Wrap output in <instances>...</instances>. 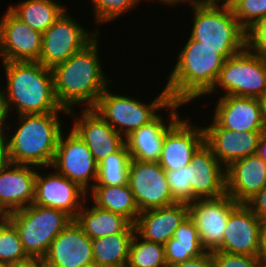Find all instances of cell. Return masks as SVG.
Listing matches in <instances>:
<instances>
[{
  "label": "cell",
  "instance_id": "cell-21",
  "mask_svg": "<svg viewBox=\"0 0 266 267\" xmlns=\"http://www.w3.org/2000/svg\"><path fill=\"white\" fill-rule=\"evenodd\" d=\"M218 99L212 119L221 128L235 132L266 131L259 99L232 95Z\"/></svg>",
  "mask_w": 266,
  "mask_h": 267
},
{
  "label": "cell",
  "instance_id": "cell-25",
  "mask_svg": "<svg viewBox=\"0 0 266 267\" xmlns=\"http://www.w3.org/2000/svg\"><path fill=\"white\" fill-rule=\"evenodd\" d=\"M188 216V204L181 202L145 210L137 217L135 232L145 240L164 245Z\"/></svg>",
  "mask_w": 266,
  "mask_h": 267
},
{
  "label": "cell",
  "instance_id": "cell-4",
  "mask_svg": "<svg viewBox=\"0 0 266 267\" xmlns=\"http://www.w3.org/2000/svg\"><path fill=\"white\" fill-rule=\"evenodd\" d=\"M60 113L17 115V128L7 132V161L43 169L51 167L64 131Z\"/></svg>",
  "mask_w": 266,
  "mask_h": 267
},
{
  "label": "cell",
  "instance_id": "cell-10",
  "mask_svg": "<svg viewBox=\"0 0 266 267\" xmlns=\"http://www.w3.org/2000/svg\"><path fill=\"white\" fill-rule=\"evenodd\" d=\"M64 132L58 139L51 168L88 193L96 183L98 164L86 143L71 128L67 135Z\"/></svg>",
  "mask_w": 266,
  "mask_h": 267
},
{
  "label": "cell",
  "instance_id": "cell-37",
  "mask_svg": "<svg viewBox=\"0 0 266 267\" xmlns=\"http://www.w3.org/2000/svg\"><path fill=\"white\" fill-rule=\"evenodd\" d=\"M213 267H264L258 256L211 252Z\"/></svg>",
  "mask_w": 266,
  "mask_h": 267
},
{
  "label": "cell",
  "instance_id": "cell-28",
  "mask_svg": "<svg viewBox=\"0 0 266 267\" xmlns=\"http://www.w3.org/2000/svg\"><path fill=\"white\" fill-rule=\"evenodd\" d=\"M58 0H22L8 9L32 29L44 33L66 10Z\"/></svg>",
  "mask_w": 266,
  "mask_h": 267
},
{
  "label": "cell",
  "instance_id": "cell-42",
  "mask_svg": "<svg viewBox=\"0 0 266 267\" xmlns=\"http://www.w3.org/2000/svg\"><path fill=\"white\" fill-rule=\"evenodd\" d=\"M257 256L262 265L266 267V220L262 221L260 229L259 251Z\"/></svg>",
  "mask_w": 266,
  "mask_h": 267
},
{
  "label": "cell",
  "instance_id": "cell-15",
  "mask_svg": "<svg viewBox=\"0 0 266 267\" xmlns=\"http://www.w3.org/2000/svg\"><path fill=\"white\" fill-rule=\"evenodd\" d=\"M80 111L79 115L75 109L68 111L67 117H75L70 128L86 143L99 164L108 155L117 152L125 144V139L92 108Z\"/></svg>",
  "mask_w": 266,
  "mask_h": 267
},
{
  "label": "cell",
  "instance_id": "cell-14",
  "mask_svg": "<svg viewBox=\"0 0 266 267\" xmlns=\"http://www.w3.org/2000/svg\"><path fill=\"white\" fill-rule=\"evenodd\" d=\"M41 48L42 33L7 8L0 19V60L38 62Z\"/></svg>",
  "mask_w": 266,
  "mask_h": 267
},
{
  "label": "cell",
  "instance_id": "cell-18",
  "mask_svg": "<svg viewBox=\"0 0 266 267\" xmlns=\"http://www.w3.org/2000/svg\"><path fill=\"white\" fill-rule=\"evenodd\" d=\"M189 181L192 202L219 198L226 194V168L205 142L193 154L189 164Z\"/></svg>",
  "mask_w": 266,
  "mask_h": 267
},
{
  "label": "cell",
  "instance_id": "cell-48",
  "mask_svg": "<svg viewBox=\"0 0 266 267\" xmlns=\"http://www.w3.org/2000/svg\"><path fill=\"white\" fill-rule=\"evenodd\" d=\"M200 2H229L230 0H199Z\"/></svg>",
  "mask_w": 266,
  "mask_h": 267
},
{
  "label": "cell",
  "instance_id": "cell-20",
  "mask_svg": "<svg viewBox=\"0 0 266 267\" xmlns=\"http://www.w3.org/2000/svg\"><path fill=\"white\" fill-rule=\"evenodd\" d=\"M181 106L183 104L172 101L166 107L169 111L167 119H163L162 114H159L154 120L125 138L132 159L158 162L166 132L181 118L177 110Z\"/></svg>",
  "mask_w": 266,
  "mask_h": 267
},
{
  "label": "cell",
  "instance_id": "cell-19",
  "mask_svg": "<svg viewBox=\"0 0 266 267\" xmlns=\"http://www.w3.org/2000/svg\"><path fill=\"white\" fill-rule=\"evenodd\" d=\"M261 225L262 220L246 204H239L230 213L222 244L215 251L257 256Z\"/></svg>",
  "mask_w": 266,
  "mask_h": 267
},
{
  "label": "cell",
  "instance_id": "cell-47",
  "mask_svg": "<svg viewBox=\"0 0 266 267\" xmlns=\"http://www.w3.org/2000/svg\"><path fill=\"white\" fill-rule=\"evenodd\" d=\"M261 108H262V114L264 118V122L266 125V91L259 97Z\"/></svg>",
  "mask_w": 266,
  "mask_h": 267
},
{
  "label": "cell",
  "instance_id": "cell-32",
  "mask_svg": "<svg viewBox=\"0 0 266 267\" xmlns=\"http://www.w3.org/2000/svg\"><path fill=\"white\" fill-rule=\"evenodd\" d=\"M127 267H168L164 245L145 240L135 232L129 246Z\"/></svg>",
  "mask_w": 266,
  "mask_h": 267
},
{
  "label": "cell",
  "instance_id": "cell-24",
  "mask_svg": "<svg viewBox=\"0 0 266 267\" xmlns=\"http://www.w3.org/2000/svg\"><path fill=\"white\" fill-rule=\"evenodd\" d=\"M266 186V162L257 154L236 160L226 168V194L246 204Z\"/></svg>",
  "mask_w": 266,
  "mask_h": 267
},
{
  "label": "cell",
  "instance_id": "cell-17",
  "mask_svg": "<svg viewBox=\"0 0 266 267\" xmlns=\"http://www.w3.org/2000/svg\"><path fill=\"white\" fill-rule=\"evenodd\" d=\"M38 167L0 163V209L5 215L33 203Z\"/></svg>",
  "mask_w": 266,
  "mask_h": 267
},
{
  "label": "cell",
  "instance_id": "cell-36",
  "mask_svg": "<svg viewBox=\"0 0 266 267\" xmlns=\"http://www.w3.org/2000/svg\"><path fill=\"white\" fill-rule=\"evenodd\" d=\"M167 181L176 202L191 203L192 189L189 181V164L181 169L165 171Z\"/></svg>",
  "mask_w": 266,
  "mask_h": 267
},
{
  "label": "cell",
  "instance_id": "cell-31",
  "mask_svg": "<svg viewBox=\"0 0 266 267\" xmlns=\"http://www.w3.org/2000/svg\"><path fill=\"white\" fill-rule=\"evenodd\" d=\"M131 155L124 144L117 152L108 155L98 164V175L94 185L120 186L128 184Z\"/></svg>",
  "mask_w": 266,
  "mask_h": 267
},
{
  "label": "cell",
  "instance_id": "cell-26",
  "mask_svg": "<svg viewBox=\"0 0 266 267\" xmlns=\"http://www.w3.org/2000/svg\"><path fill=\"white\" fill-rule=\"evenodd\" d=\"M87 200L90 199H86L74 220L91 239L115 233H135V226L122 215L99 208L94 204L87 205Z\"/></svg>",
  "mask_w": 266,
  "mask_h": 267
},
{
  "label": "cell",
  "instance_id": "cell-45",
  "mask_svg": "<svg viewBox=\"0 0 266 267\" xmlns=\"http://www.w3.org/2000/svg\"><path fill=\"white\" fill-rule=\"evenodd\" d=\"M145 1V0H143ZM149 1H152V0H149ZM157 2L161 3L162 5H169V6H172L174 7V5H177L178 4H183V3H188L190 7L194 6L195 4L199 3L200 1L199 0H156Z\"/></svg>",
  "mask_w": 266,
  "mask_h": 267
},
{
  "label": "cell",
  "instance_id": "cell-35",
  "mask_svg": "<svg viewBox=\"0 0 266 267\" xmlns=\"http://www.w3.org/2000/svg\"><path fill=\"white\" fill-rule=\"evenodd\" d=\"M228 3L246 31L266 16V0H230Z\"/></svg>",
  "mask_w": 266,
  "mask_h": 267
},
{
  "label": "cell",
  "instance_id": "cell-34",
  "mask_svg": "<svg viewBox=\"0 0 266 267\" xmlns=\"http://www.w3.org/2000/svg\"><path fill=\"white\" fill-rule=\"evenodd\" d=\"M93 7L95 26L110 23L123 16L129 10H133L142 0H90ZM97 24V25H96Z\"/></svg>",
  "mask_w": 266,
  "mask_h": 267
},
{
  "label": "cell",
  "instance_id": "cell-43",
  "mask_svg": "<svg viewBox=\"0 0 266 267\" xmlns=\"http://www.w3.org/2000/svg\"><path fill=\"white\" fill-rule=\"evenodd\" d=\"M13 267H47L44 258H31L13 265Z\"/></svg>",
  "mask_w": 266,
  "mask_h": 267
},
{
  "label": "cell",
  "instance_id": "cell-33",
  "mask_svg": "<svg viewBox=\"0 0 266 267\" xmlns=\"http://www.w3.org/2000/svg\"><path fill=\"white\" fill-rule=\"evenodd\" d=\"M28 258L17 229L5 218L0 223V264L12 266Z\"/></svg>",
  "mask_w": 266,
  "mask_h": 267
},
{
  "label": "cell",
  "instance_id": "cell-7",
  "mask_svg": "<svg viewBox=\"0 0 266 267\" xmlns=\"http://www.w3.org/2000/svg\"><path fill=\"white\" fill-rule=\"evenodd\" d=\"M109 86L100 95L92 108L124 139L132 132L154 120L172 102L168 91L164 89L150 103H144L135 97L116 94ZM158 112V113H157Z\"/></svg>",
  "mask_w": 266,
  "mask_h": 267
},
{
  "label": "cell",
  "instance_id": "cell-40",
  "mask_svg": "<svg viewBox=\"0 0 266 267\" xmlns=\"http://www.w3.org/2000/svg\"><path fill=\"white\" fill-rule=\"evenodd\" d=\"M172 267H213L211 252L206 251L202 255L191 258Z\"/></svg>",
  "mask_w": 266,
  "mask_h": 267
},
{
  "label": "cell",
  "instance_id": "cell-39",
  "mask_svg": "<svg viewBox=\"0 0 266 267\" xmlns=\"http://www.w3.org/2000/svg\"><path fill=\"white\" fill-rule=\"evenodd\" d=\"M246 205L260 220H266V186L251 198Z\"/></svg>",
  "mask_w": 266,
  "mask_h": 267
},
{
  "label": "cell",
  "instance_id": "cell-5",
  "mask_svg": "<svg viewBox=\"0 0 266 267\" xmlns=\"http://www.w3.org/2000/svg\"><path fill=\"white\" fill-rule=\"evenodd\" d=\"M193 25L190 37L203 46L217 49L225 59L247 47L246 30L227 2H199L191 7Z\"/></svg>",
  "mask_w": 266,
  "mask_h": 267
},
{
  "label": "cell",
  "instance_id": "cell-6",
  "mask_svg": "<svg viewBox=\"0 0 266 267\" xmlns=\"http://www.w3.org/2000/svg\"><path fill=\"white\" fill-rule=\"evenodd\" d=\"M6 218L17 229L24 252L31 258H44L53 239L74 220L64 211L33 203Z\"/></svg>",
  "mask_w": 266,
  "mask_h": 267
},
{
  "label": "cell",
  "instance_id": "cell-49",
  "mask_svg": "<svg viewBox=\"0 0 266 267\" xmlns=\"http://www.w3.org/2000/svg\"><path fill=\"white\" fill-rule=\"evenodd\" d=\"M82 267H103V266H100L99 264H96V263H92V264L83 265Z\"/></svg>",
  "mask_w": 266,
  "mask_h": 267
},
{
  "label": "cell",
  "instance_id": "cell-27",
  "mask_svg": "<svg viewBox=\"0 0 266 267\" xmlns=\"http://www.w3.org/2000/svg\"><path fill=\"white\" fill-rule=\"evenodd\" d=\"M87 197H91L93 204L97 207L122 215L133 225L140 214L128 184L120 186L94 185Z\"/></svg>",
  "mask_w": 266,
  "mask_h": 267
},
{
  "label": "cell",
  "instance_id": "cell-1",
  "mask_svg": "<svg viewBox=\"0 0 266 267\" xmlns=\"http://www.w3.org/2000/svg\"><path fill=\"white\" fill-rule=\"evenodd\" d=\"M100 34L81 51L51 69L56 100L67 111L79 104L84 109L93 108L112 82L101 65L98 47Z\"/></svg>",
  "mask_w": 266,
  "mask_h": 267
},
{
  "label": "cell",
  "instance_id": "cell-16",
  "mask_svg": "<svg viewBox=\"0 0 266 267\" xmlns=\"http://www.w3.org/2000/svg\"><path fill=\"white\" fill-rule=\"evenodd\" d=\"M204 142L203 126H196L188 118L181 117L166 132L158 163L164 171L184 168Z\"/></svg>",
  "mask_w": 266,
  "mask_h": 267
},
{
  "label": "cell",
  "instance_id": "cell-44",
  "mask_svg": "<svg viewBox=\"0 0 266 267\" xmlns=\"http://www.w3.org/2000/svg\"><path fill=\"white\" fill-rule=\"evenodd\" d=\"M256 154L266 162V131L260 136Z\"/></svg>",
  "mask_w": 266,
  "mask_h": 267
},
{
  "label": "cell",
  "instance_id": "cell-29",
  "mask_svg": "<svg viewBox=\"0 0 266 267\" xmlns=\"http://www.w3.org/2000/svg\"><path fill=\"white\" fill-rule=\"evenodd\" d=\"M168 267L195 258L206 252L193 220L188 216L176 229L173 237L164 244Z\"/></svg>",
  "mask_w": 266,
  "mask_h": 267
},
{
  "label": "cell",
  "instance_id": "cell-8",
  "mask_svg": "<svg viewBox=\"0 0 266 267\" xmlns=\"http://www.w3.org/2000/svg\"><path fill=\"white\" fill-rule=\"evenodd\" d=\"M217 88L224 92L222 96L259 99L266 91V56L246 47L225 59L213 88L206 95L217 93Z\"/></svg>",
  "mask_w": 266,
  "mask_h": 267
},
{
  "label": "cell",
  "instance_id": "cell-9",
  "mask_svg": "<svg viewBox=\"0 0 266 267\" xmlns=\"http://www.w3.org/2000/svg\"><path fill=\"white\" fill-rule=\"evenodd\" d=\"M73 19L67 10L42 34V48L38 63L52 69L81 51L100 32H89Z\"/></svg>",
  "mask_w": 266,
  "mask_h": 267
},
{
  "label": "cell",
  "instance_id": "cell-23",
  "mask_svg": "<svg viewBox=\"0 0 266 267\" xmlns=\"http://www.w3.org/2000/svg\"><path fill=\"white\" fill-rule=\"evenodd\" d=\"M203 128L205 143L225 168L236 160L256 154L260 136L265 132H235L221 128L214 120Z\"/></svg>",
  "mask_w": 266,
  "mask_h": 267
},
{
  "label": "cell",
  "instance_id": "cell-2",
  "mask_svg": "<svg viewBox=\"0 0 266 267\" xmlns=\"http://www.w3.org/2000/svg\"><path fill=\"white\" fill-rule=\"evenodd\" d=\"M1 62L6 74V86L2 87V91L8 119L12 117L14 113L11 111L14 112L15 109V115L51 112L68 114V111L63 109L56 100L50 68L38 62Z\"/></svg>",
  "mask_w": 266,
  "mask_h": 267
},
{
  "label": "cell",
  "instance_id": "cell-50",
  "mask_svg": "<svg viewBox=\"0 0 266 267\" xmlns=\"http://www.w3.org/2000/svg\"><path fill=\"white\" fill-rule=\"evenodd\" d=\"M6 218L4 212L0 209V223Z\"/></svg>",
  "mask_w": 266,
  "mask_h": 267
},
{
  "label": "cell",
  "instance_id": "cell-38",
  "mask_svg": "<svg viewBox=\"0 0 266 267\" xmlns=\"http://www.w3.org/2000/svg\"><path fill=\"white\" fill-rule=\"evenodd\" d=\"M247 48L266 56V16L246 31Z\"/></svg>",
  "mask_w": 266,
  "mask_h": 267
},
{
  "label": "cell",
  "instance_id": "cell-22",
  "mask_svg": "<svg viewBox=\"0 0 266 267\" xmlns=\"http://www.w3.org/2000/svg\"><path fill=\"white\" fill-rule=\"evenodd\" d=\"M44 260L47 267H82L92 264V239L73 220L53 239Z\"/></svg>",
  "mask_w": 266,
  "mask_h": 267
},
{
  "label": "cell",
  "instance_id": "cell-13",
  "mask_svg": "<svg viewBox=\"0 0 266 267\" xmlns=\"http://www.w3.org/2000/svg\"><path fill=\"white\" fill-rule=\"evenodd\" d=\"M38 167L33 204L66 212L73 219L83 207L88 193L55 169L48 175Z\"/></svg>",
  "mask_w": 266,
  "mask_h": 267
},
{
  "label": "cell",
  "instance_id": "cell-30",
  "mask_svg": "<svg viewBox=\"0 0 266 267\" xmlns=\"http://www.w3.org/2000/svg\"><path fill=\"white\" fill-rule=\"evenodd\" d=\"M135 233H115L92 239L93 261L103 267H127Z\"/></svg>",
  "mask_w": 266,
  "mask_h": 267
},
{
  "label": "cell",
  "instance_id": "cell-46",
  "mask_svg": "<svg viewBox=\"0 0 266 267\" xmlns=\"http://www.w3.org/2000/svg\"><path fill=\"white\" fill-rule=\"evenodd\" d=\"M7 113L5 109V104H4V97H3V91L2 88L0 87V122H7Z\"/></svg>",
  "mask_w": 266,
  "mask_h": 267
},
{
  "label": "cell",
  "instance_id": "cell-41",
  "mask_svg": "<svg viewBox=\"0 0 266 267\" xmlns=\"http://www.w3.org/2000/svg\"><path fill=\"white\" fill-rule=\"evenodd\" d=\"M11 123L0 122V163L7 161V133L11 130ZM8 129V130H7Z\"/></svg>",
  "mask_w": 266,
  "mask_h": 267
},
{
  "label": "cell",
  "instance_id": "cell-11",
  "mask_svg": "<svg viewBox=\"0 0 266 267\" xmlns=\"http://www.w3.org/2000/svg\"><path fill=\"white\" fill-rule=\"evenodd\" d=\"M128 185L140 212L176 203L158 162L130 160Z\"/></svg>",
  "mask_w": 266,
  "mask_h": 267
},
{
  "label": "cell",
  "instance_id": "cell-12",
  "mask_svg": "<svg viewBox=\"0 0 266 267\" xmlns=\"http://www.w3.org/2000/svg\"><path fill=\"white\" fill-rule=\"evenodd\" d=\"M238 205L228 194L214 199H198L188 204L189 217L206 251H215L222 244L230 213Z\"/></svg>",
  "mask_w": 266,
  "mask_h": 267
},
{
  "label": "cell",
  "instance_id": "cell-3",
  "mask_svg": "<svg viewBox=\"0 0 266 267\" xmlns=\"http://www.w3.org/2000/svg\"><path fill=\"white\" fill-rule=\"evenodd\" d=\"M177 57L165 89L171 101L187 105L213 88L225 58L217 49L203 46L190 36Z\"/></svg>",
  "mask_w": 266,
  "mask_h": 267
}]
</instances>
